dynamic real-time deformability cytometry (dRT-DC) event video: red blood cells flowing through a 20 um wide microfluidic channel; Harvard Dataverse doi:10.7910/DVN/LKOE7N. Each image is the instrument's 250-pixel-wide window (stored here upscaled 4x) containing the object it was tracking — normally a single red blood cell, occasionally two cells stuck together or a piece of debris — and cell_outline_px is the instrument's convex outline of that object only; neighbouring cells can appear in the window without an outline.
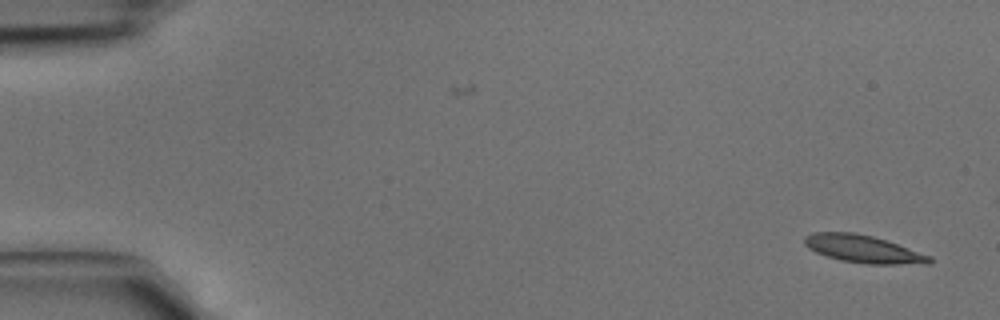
{"species": "common noctule bat (a hibernating species)", "species_latin": "Nyctalus noctula", "temperature_condition": "cold", "stored_images_in_passage": 2, "camera_frame_rate_fps": 3000, "um_per_image_px": 0.085, "animal": {"sex": "male", "body_mass_g": 15.6}, "frame": {"image": 1, "passage_image": 2, "time_ms": 0.333, "image_size_px": [1000, 320], "cell_outline_px": [[936, 260], [932, 264], [868, 264], [840, 260], [816, 252], [808, 248], [804, 244], [804, 236], [812, 232], [856, 232], [888, 240], [932, 256]], "centroid_in_image_um": [73.44, 21.16], "position_along_channel_um": 11.6, "area_um2": 20.46}}